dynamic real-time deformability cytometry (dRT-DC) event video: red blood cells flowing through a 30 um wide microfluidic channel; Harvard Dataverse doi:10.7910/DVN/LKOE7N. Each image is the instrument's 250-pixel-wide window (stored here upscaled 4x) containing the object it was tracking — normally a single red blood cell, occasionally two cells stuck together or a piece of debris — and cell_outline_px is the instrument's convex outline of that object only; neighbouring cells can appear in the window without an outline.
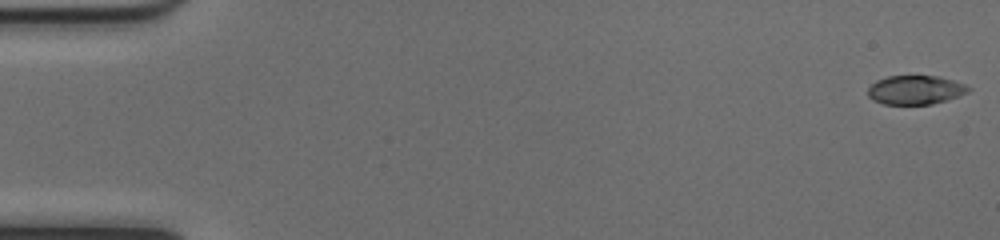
{"species": "common noctule bat (a hibernating species)", "species_latin": "Nyctalus noctula", "temperature_condition": "cold", "stored_images_in_passage": 52, "camera_frame_rate_fps": 3000, "um_per_image_px": 0.085, "animal": {"sex": "female", "body_mass_g": 17.0, "forearm_length_mm": 48.0}, "frame": {"image": 1, "passage_image": 1, "time_ms": 0.0, "image_size_px": [1000, 240], "cell_outline_px": [[972, 88], [968, 92], [960, 96], [948, 100], [932, 104], [884, 104], [872, 100], [868, 96], [868, 88], [876, 80], [888, 76], [940, 76], [964, 84]], "centroid_in_image_um": [77.82, 7.65], "position_along_channel_um": 7.2, "area_um2": 17.05}}
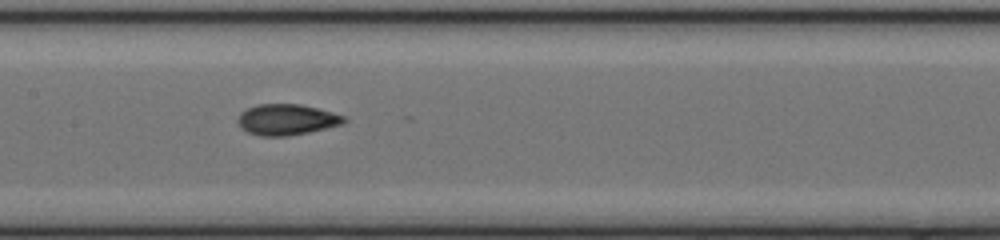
{"frame": {"image": 2, "passage_image": 26, "time_ms": 8.333, "image_size_px": [1000, 240], "cell_outline_px": [[348, 120], [344, 124], [308, 132], [288, 136], [260, 136], [248, 132], [240, 128], [236, 120], [240, 112], [256, 104], [300, 104], [332, 112], [344, 116]], "centroid_in_image_um": [24.34, 10.17], "position_along_channel_um": 183.1, "area_um2": 19.25}}
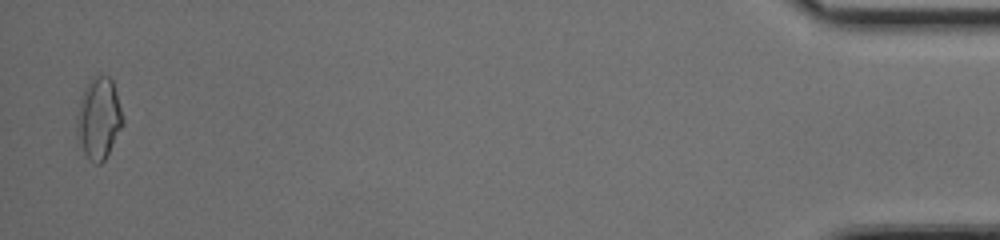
{"frame": {"image": 3, "passage_image": 51, "time_ms": 16.667, "image_size_px": [1000, 240], "cell_outline_px": [[124, 124], [104, 160], [100, 164], [96, 164], [84, 152], [76, 136], [76, 116], [80, 100], [84, 88], [92, 76], [108, 76], [112, 80], [116, 92], [124, 120]], "centroid_in_image_um": [8.39, 10.05], "position_along_channel_um": 426.8, "area_um2": 21.73}, "authors_computed_cell_mechanics": {"area_um2": 18.5249, "velocity_mm_per_s": 4.0271, "shape_relaxation_time_tau1_ms": 9.3887, "shape_relaxation_time_tau2_ms": 2.0166, "deformation_change_tau1": 0.2249, "deformation_change_tau2": 0.0744}}